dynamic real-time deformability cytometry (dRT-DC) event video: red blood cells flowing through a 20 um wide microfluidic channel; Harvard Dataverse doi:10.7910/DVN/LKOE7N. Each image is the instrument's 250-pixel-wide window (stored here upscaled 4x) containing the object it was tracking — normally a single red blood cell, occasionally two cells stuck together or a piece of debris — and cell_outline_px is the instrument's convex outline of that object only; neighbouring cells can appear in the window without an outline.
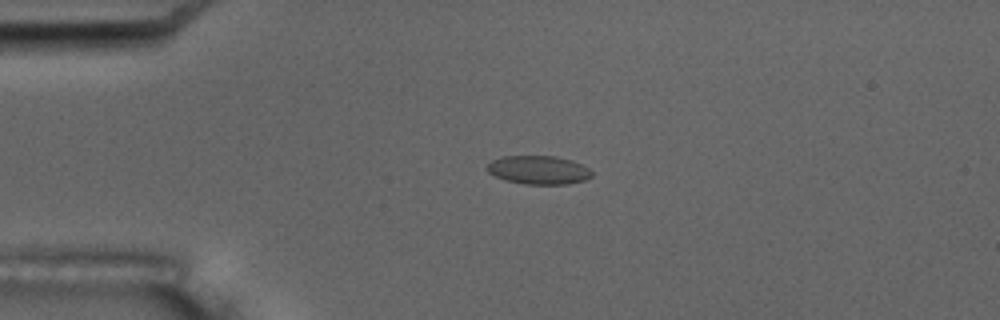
{"species": "common noctule bat (a hibernating species)", "species_latin": "Nyctalus noctula", "temperature_condition": "room temperature", "stored_images_in_passage": 3, "camera_frame_rate_fps": 3000, "um_per_image_px": 0.085, "animal": {"sex": "male", "body_mass_g": 17.5, "forearm_length_mm": 52.3}, "frame": {"image": 1, "passage_image": 3, "time_ms": 3.667, "image_size_px": [1000, 320], "cell_outline_px": [[592, 176], [584, 180], [568, 184], [524, 184], [504, 180], [488, 172], [488, 164], [492, 160], [504, 156], [556, 156], [572, 160], [588, 168], [592, 172]], "centroid_in_image_um": [45.78, 14.45], "position_along_channel_um": 39.2, "area_um2": 17.34}}